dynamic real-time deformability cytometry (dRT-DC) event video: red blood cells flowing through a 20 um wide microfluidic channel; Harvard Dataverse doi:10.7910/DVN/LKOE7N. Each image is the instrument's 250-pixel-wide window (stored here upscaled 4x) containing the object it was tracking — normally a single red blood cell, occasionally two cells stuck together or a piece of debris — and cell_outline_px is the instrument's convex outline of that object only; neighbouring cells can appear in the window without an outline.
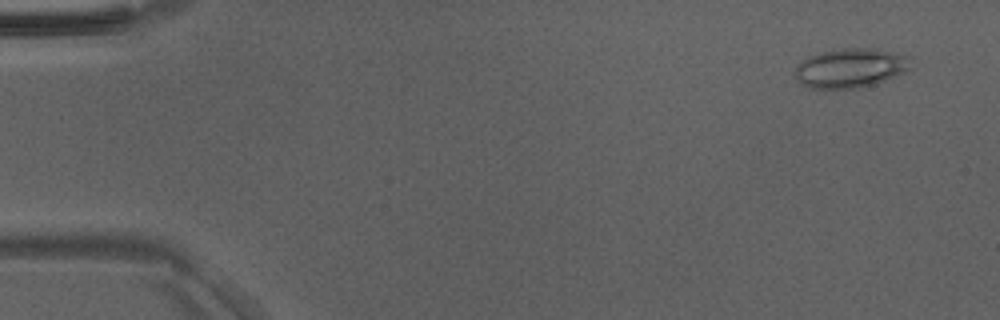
{"species": "Egyptian fruit bat (a non-hibernating species)", "species_latin": "Rousettus aegyptiacus", "temperature_condition": "room temperature", "stored_images_in_passage": 50, "camera_frame_rate_fps": 3000, "um_per_image_px": 0.085, "animal": {"sex": "male"}, "frame": {"image": 1, "passage_image": 4, "time_ms": 1.0, "image_size_px": [1000, 320], "cell_outline_px": [[912, 68], [904, 72], [884, 80], [872, 84], [856, 88], [808, 88], [796, 80], [796, 68], [804, 60], [812, 56], [824, 52], [844, 48], [872, 48], [904, 56]], "centroid_in_image_um": [72.25, 5.8], "position_along_channel_um": 12.7, "area_um2": 25.61}}
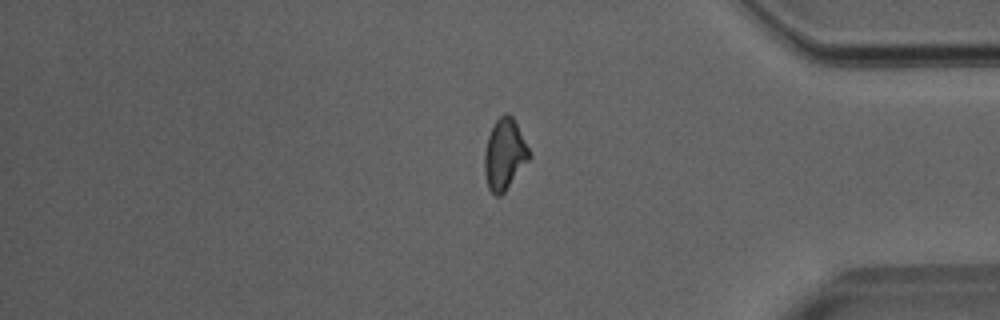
{"frame": {"image": 2, "passage_image": 42, "time_ms": 13.667, "image_size_px": [1000, 320], "cell_outline_px": [[532, 156], [504, 192], [500, 196], [496, 196], [488, 188], [484, 172], [484, 152], [488, 136], [496, 120], [504, 112], [508, 112], [512, 116]], "centroid_in_image_um": [42.87, 13.12], "position_along_channel_um": 392.3, "area_um2": 18.32}}
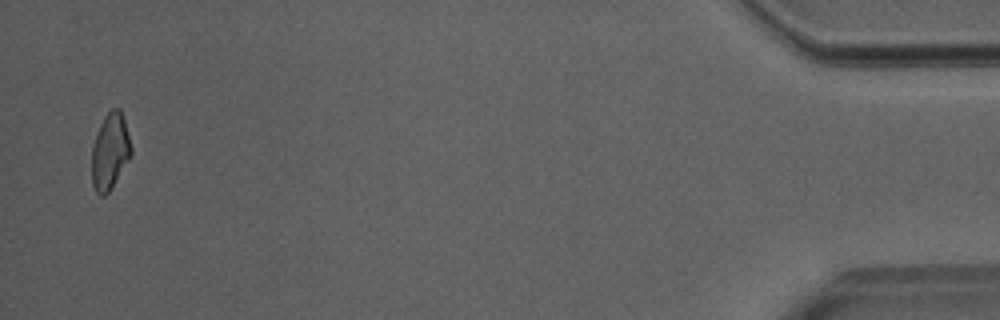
{"frame": {"image": 3, "passage_image": 49, "time_ms": 16.0, "image_size_px": [1000, 320], "cell_outline_px": [[132, 152], [128, 160], [108, 192], [104, 196], [100, 196], [96, 192], [92, 184], [92, 144], [96, 132], [104, 116], [112, 108], [120, 108], [124, 116], [132, 148]], "centroid_in_image_um": [9.34, 12.82], "position_along_channel_um": 425.9, "area_um2": 17.51}}